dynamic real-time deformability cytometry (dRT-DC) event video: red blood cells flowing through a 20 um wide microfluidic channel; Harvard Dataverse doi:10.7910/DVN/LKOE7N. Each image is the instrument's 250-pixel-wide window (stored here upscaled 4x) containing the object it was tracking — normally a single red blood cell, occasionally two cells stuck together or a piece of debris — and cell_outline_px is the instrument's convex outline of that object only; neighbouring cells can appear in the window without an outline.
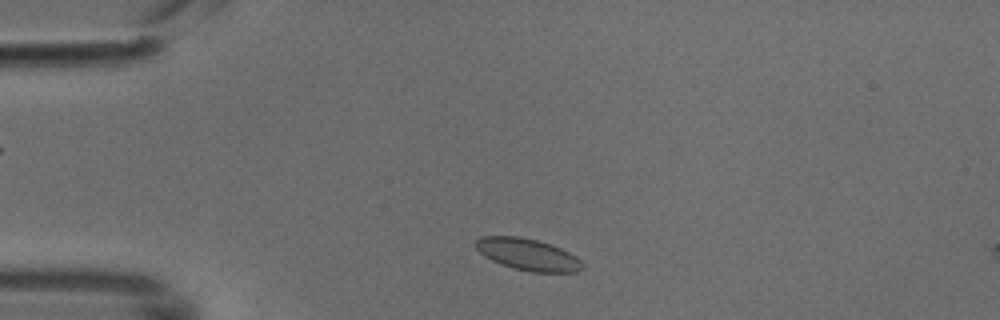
{"species": "common noctule bat (a hibernating species)", "species_latin": "Nyctalus noctula", "temperature_condition": "cold", "stored_images_in_passage": 5, "camera_frame_rate_fps": 3000, "um_per_image_px": 0.085, "animal": {"sex": "male", "body_mass_g": 18.8}, "frame": {"image": 1, "passage_image": 1, "time_ms": 0.0, "image_size_px": [1000, 320], "cell_outline_px": [[584, 268], [580, 272], [532, 272], [512, 268], [500, 264], [484, 256], [476, 248], [476, 240], [480, 236], [520, 236], [536, 240], [560, 248], [576, 256], [584, 264]], "centroid_in_image_um": [44.87, 21.64], "position_along_channel_um": 40.1, "area_um2": 19.77}}
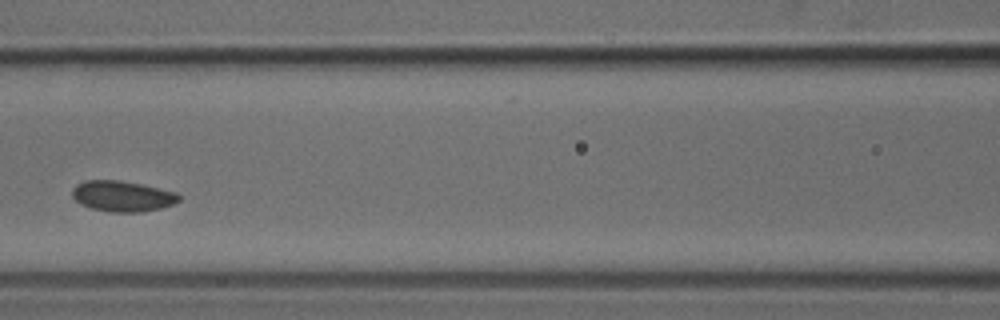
{"frame": {"image": 2, "passage_image": 4, "time_ms": 1.0, "image_size_px": [1000, 320], "cell_outline_px": [[180, 200], [176, 204], [160, 208], [140, 212], [112, 212], [92, 208], [80, 204], [72, 196], [72, 188], [76, 184], [84, 180], [120, 180], [140, 184], [176, 192], [180, 196]], "centroid_in_image_um": [10.4, 16.67], "position_along_channel_um": 156.2, "area_um2": 19.13}}
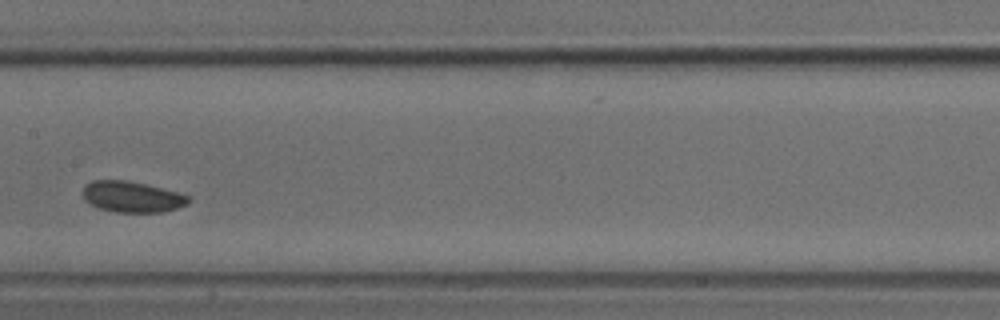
{"frame": {"image": 3, "passage_image": 5, "time_ms": 1.333, "image_size_px": [1000, 320], "cell_outline_px": [[192, 200], [188, 204], [164, 212], [116, 212], [100, 208], [88, 204], [84, 200], [84, 188], [92, 180], [124, 180], [144, 184], [176, 192], [188, 196]], "centroid_in_image_um": [11.22, 16.74], "position_along_channel_um": 196.2, "area_um2": 18.84}}